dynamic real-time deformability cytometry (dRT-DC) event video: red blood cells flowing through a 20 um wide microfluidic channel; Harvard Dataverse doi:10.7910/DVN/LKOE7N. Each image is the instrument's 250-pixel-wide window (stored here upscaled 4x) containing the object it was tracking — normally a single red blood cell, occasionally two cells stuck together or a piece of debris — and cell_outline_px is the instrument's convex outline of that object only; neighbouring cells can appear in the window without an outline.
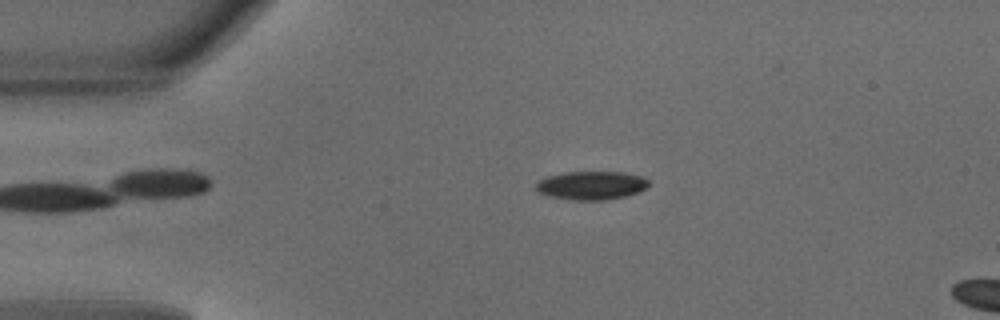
{"species": "common noctule bat (a hibernating species)", "species_latin": "Nyctalus noctula", "temperature_condition": "warm", "stored_images_in_passage": 7, "camera_frame_rate_fps": 3000, "um_per_image_px": 0.085, "animal": {"sex": "male", "body_mass_g": 18.8}, "frame": {"image": 1, "passage_image": 4, "time_ms": 1.0, "image_size_px": [1000, 320], "cell_outline_px": [[652, 184], [636, 192], [624, 196], [608, 200], [568, 200], [536, 192], [536, 184], [540, 180], [548, 176], [564, 172], [624, 172], [640, 176], [648, 180]], "centroid_in_image_um": [50.26, 15.76], "position_along_channel_um": 34.7, "area_um2": 18.67}}